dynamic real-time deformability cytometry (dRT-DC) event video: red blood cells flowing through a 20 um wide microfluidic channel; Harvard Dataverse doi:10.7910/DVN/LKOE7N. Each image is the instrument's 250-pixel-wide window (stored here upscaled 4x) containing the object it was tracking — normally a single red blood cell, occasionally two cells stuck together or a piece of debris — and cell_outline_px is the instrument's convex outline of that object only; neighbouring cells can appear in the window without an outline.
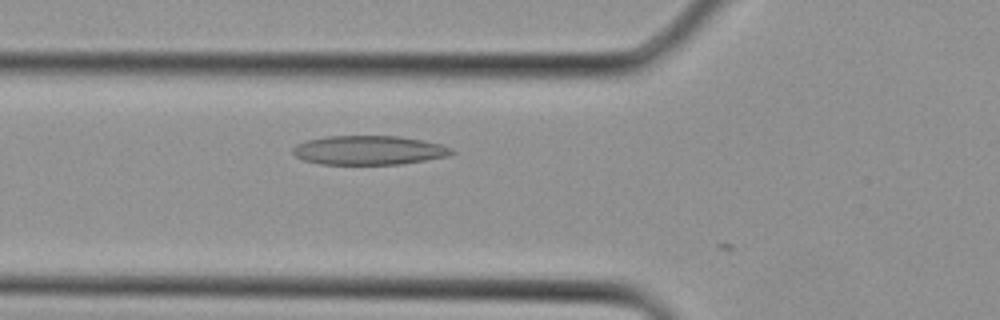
{"species": "Egyptian fruit bat (a non-hibernating species)", "species_latin": "Rousettus aegyptiacus", "temperature_condition": "cold", "stored_images_in_passage": 4, "camera_frame_rate_fps": 3000, "um_per_image_px": 0.085, "animal": {"sex": "female"}, "frame": {"image": 1, "passage_image": 4, "time_ms": 1.0, "image_size_px": [1000, 320], "cell_outline_px": [[456, 152], [448, 156], [400, 164], [320, 164], [304, 160], [296, 156], [292, 152], [292, 148], [296, 144], [304, 140], [328, 136], [396, 136], [420, 140], [440, 144], [452, 148]], "centroid_in_image_um": [31.32, 12.77], "position_along_channel_um": 94.5, "area_um2": 26.88}}